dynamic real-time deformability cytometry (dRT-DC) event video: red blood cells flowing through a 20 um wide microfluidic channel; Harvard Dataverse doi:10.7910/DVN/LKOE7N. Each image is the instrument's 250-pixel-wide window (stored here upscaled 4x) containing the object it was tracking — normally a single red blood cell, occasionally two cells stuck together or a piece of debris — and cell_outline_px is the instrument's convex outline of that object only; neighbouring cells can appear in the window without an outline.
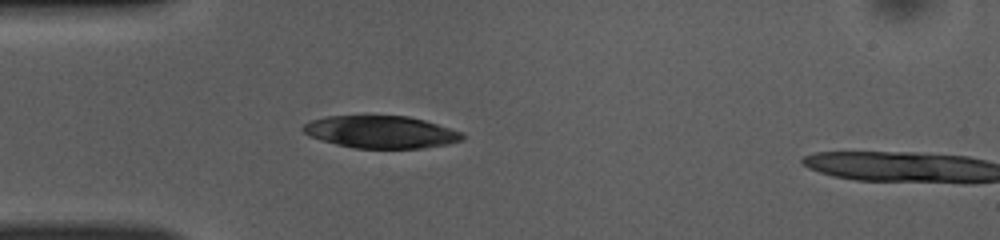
{"species": "common noctule bat (a hibernating species)", "species_latin": "Nyctalus noctula", "temperature_condition": "room temperature", "stored_images_in_passage": 38, "camera_frame_rate_fps": 3000, "um_per_image_px": 0.085, "animal": {"sex": "female", "body_mass_g": 10.0, "forearm_length_mm": 53.1}, "frame": {"image": 1, "passage_image": 1, "time_ms": 0.0, "image_size_px": [1000, 240], "cell_outline_px": [[464, 140], [448, 144], [424, 148], [352, 148], [336, 144], [312, 136], [304, 132], [300, 128], [304, 124], [312, 120], [324, 116], [408, 116], [424, 120], [460, 132], [464, 136]], "centroid_in_image_um": [32.38, 11.22], "position_along_channel_um": 52.6, "area_um2": 29.77}}